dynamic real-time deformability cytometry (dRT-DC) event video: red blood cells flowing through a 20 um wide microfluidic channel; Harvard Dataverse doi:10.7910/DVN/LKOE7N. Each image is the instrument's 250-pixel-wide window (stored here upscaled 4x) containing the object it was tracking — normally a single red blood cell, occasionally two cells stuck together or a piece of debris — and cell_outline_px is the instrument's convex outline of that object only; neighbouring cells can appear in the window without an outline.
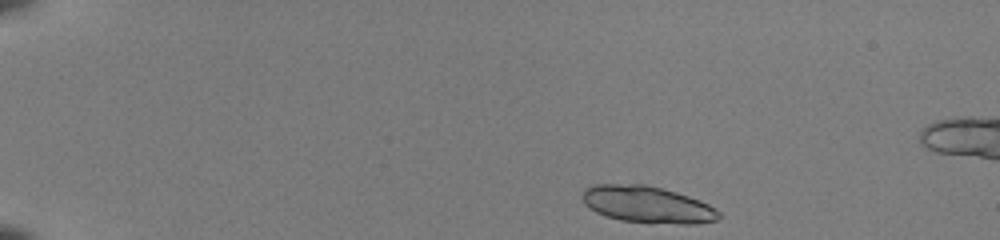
{"species": "common noctule bat (a hibernating species)", "species_latin": "Nyctalus noctula", "temperature_condition": "room temperature", "stored_images_in_passage": 42, "camera_frame_rate_fps": 3000, "um_per_image_px": 0.085, "animal": {"sex": "female", "body_mass_g": 22.0, "forearm_length_mm": 56.7}, "frame": {"image": 1, "passage_image": 1, "time_ms": 0.0, "image_size_px": [1000, 240], "cell_outline_px": [[720, 220], [696, 224], [680, 224], [620, 220], [596, 212], [588, 208], [584, 204], [584, 188], [592, 184], [644, 184], [676, 192], [700, 200], [716, 208], [720, 212]], "centroid_in_image_um": [55.05, 17.38], "position_along_channel_um": 29.9, "area_um2": 29.19}}
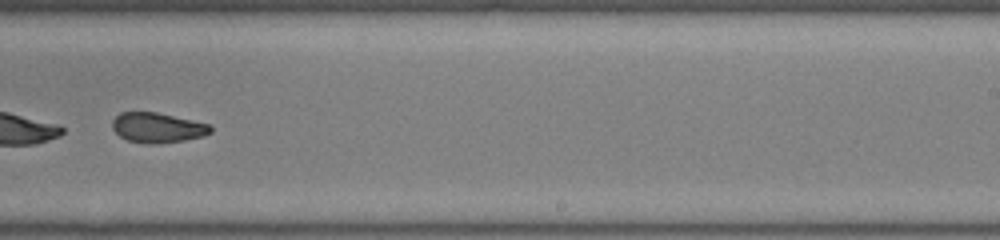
{"frame": {"image": 2, "passage_image": 27, "time_ms": 8.667, "image_size_px": [1000, 240], "cell_outline_px": [[212, 132], [204, 136], [184, 140], [160, 144], [144, 144], [128, 140], [120, 136], [112, 128], [112, 120], [120, 112], [156, 112], [212, 124]], "centroid_in_image_um": [13.41, 10.86], "position_along_channel_um": 275.6, "area_um2": 17.4}}
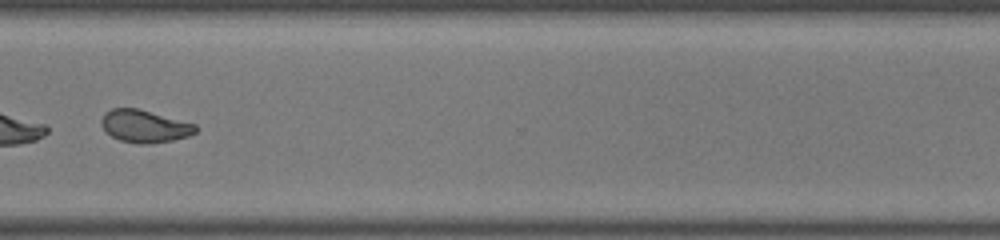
{"frame": {"image": 3, "passage_image": 33, "time_ms": 10.667, "image_size_px": [1000, 240], "cell_outline_px": [[196, 132], [188, 136], [172, 140], [148, 144], [140, 144], [120, 140], [104, 132], [100, 124], [100, 120], [104, 112], [112, 108], [140, 108], [196, 124]], "centroid_in_image_um": [12.24, 10.71], "position_along_channel_um": 358.4, "area_um2": 18.09}, "authors_computed_cell_mechanics": {"area_um2": 18.5827, "velocity_mm_per_s": 4.0854, "shape_relaxation_time_tau1_ms": 5.1991, "shape_relaxation_time_tau2_ms": 1.6999, "deformation_change_tau1": 0.1842, "deformation_change_tau2": 0.0718}}